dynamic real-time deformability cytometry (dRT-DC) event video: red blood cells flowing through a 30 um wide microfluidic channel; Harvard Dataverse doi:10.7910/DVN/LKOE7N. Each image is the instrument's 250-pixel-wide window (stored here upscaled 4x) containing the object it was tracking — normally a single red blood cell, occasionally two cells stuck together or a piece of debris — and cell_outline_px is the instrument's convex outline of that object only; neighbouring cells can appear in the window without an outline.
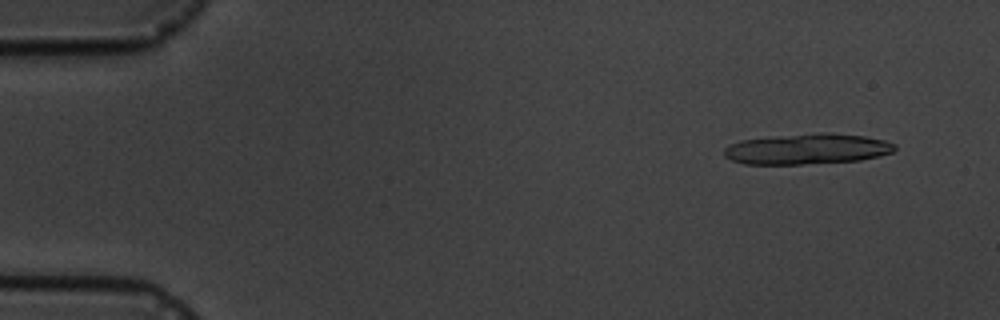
{"species": "common noctule bat (a hibernating species)", "species_latin": "Nyctalus noctula", "temperature_condition": "cold", "stored_images_in_passage": 5, "camera_frame_rate_fps": 3000, "um_per_image_px": 0.085, "animal": {"sex": "male", "body_mass_g": 19.5, "forearm_length_mm": 54.6}, "frame": {"image": 1, "passage_image": 1, "time_ms": 0.0, "image_size_px": [1000, 320], "cell_outline_px": [[896, 148], [892, 152], [880, 156], [860, 160], [800, 164], [744, 164], [732, 160], [724, 156], [724, 148], [740, 140], [820, 132], [824, 132], [864, 136], [884, 140], [896, 144]], "centroid_in_image_um": [68.63, 12.66], "position_along_channel_um": 16.4, "area_um2": 30.23}}